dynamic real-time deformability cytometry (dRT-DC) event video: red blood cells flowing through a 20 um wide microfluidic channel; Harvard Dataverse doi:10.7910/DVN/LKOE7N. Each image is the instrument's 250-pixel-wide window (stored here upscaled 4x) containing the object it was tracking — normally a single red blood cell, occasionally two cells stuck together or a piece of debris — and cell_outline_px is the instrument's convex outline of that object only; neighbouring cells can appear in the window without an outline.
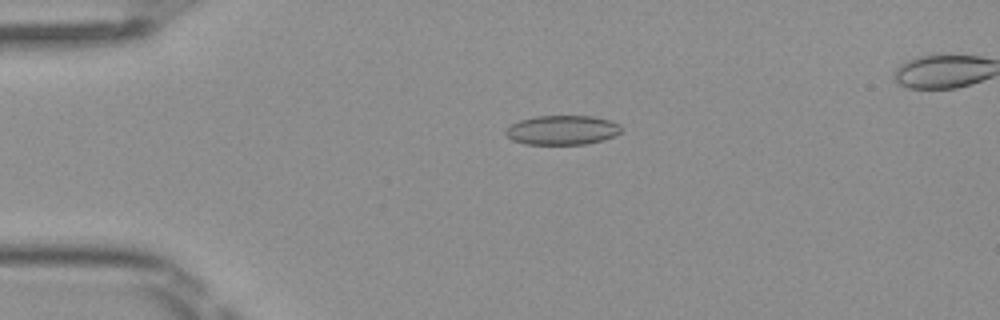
{"species": "Egyptian fruit bat (a non-hibernating species)", "species_latin": "Rousettus aegyptiacus", "temperature_condition": "room temperature", "stored_images_in_passage": 51, "segment_of_instrument_passage": [1, 2], "camera_frame_rate_fps": 3000, "um_per_image_px": 0.085, "frame": {"image": 1, "passage_image": 12, "time_ms": 3.667, "image_size_px": [1000, 320], "cell_outline_px": [[620, 132], [616, 136], [588, 144], [524, 144], [512, 140], [504, 132], [504, 128], [520, 120], [536, 116], [592, 116], [608, 120], [620, 124]], "centroid_in_image_um": [47.77, 11.06], "position_along_channel_um": 37.2, "area_um2": 19.83}}
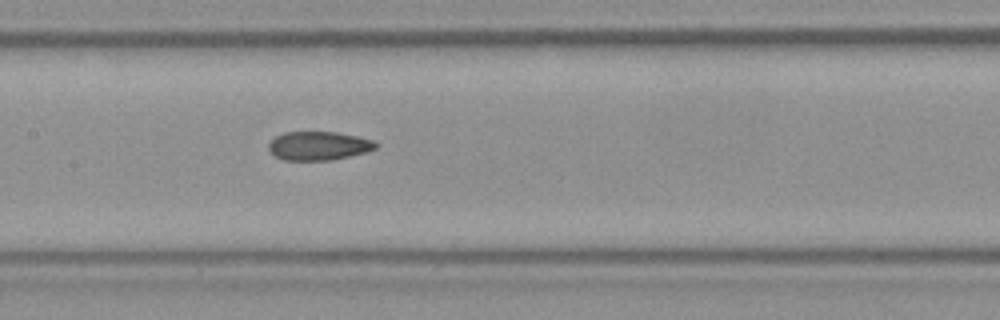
{"frame": {"image": 2, "passage_image": 25, "time_ms": 8.0, "image_size_px": [1000, 320], "cell_outline_px": [[380, 144], [376, 148], [368, 152], [332, 160], [284, 160], [276, 156], [268, 148], [268, 144], [276, 136], [284, 132], [336, 132], [356, 136], [372, 140]], "centroid_in_image_um": [27.11, 12.39], "position_along_channel_um": 180.3, "area_um2": 17.92}}
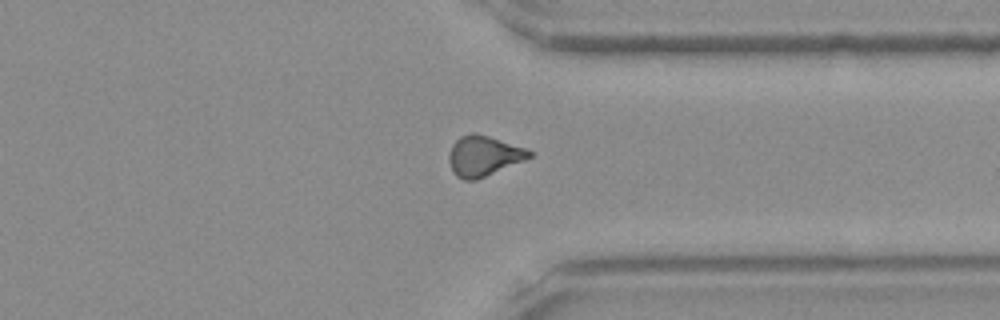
{"frame": {"image": 3, "passage_image": 39, "time_ms": 12.667, "image_size_px": [1000, 320], "cell_outline_px": [[532, 156], [524, 160], [476, 180], [464, 180], [456, 176], [452, 172], [448, 160], [448, 156], [452, 144], [460, 136], [472, 132], [476, 132], [528, 148], [532, 152]], "centroid_in_image_um": [41.09, 13.24], "position_along_channel_um": 370.3, "area_um2": 19.02}}